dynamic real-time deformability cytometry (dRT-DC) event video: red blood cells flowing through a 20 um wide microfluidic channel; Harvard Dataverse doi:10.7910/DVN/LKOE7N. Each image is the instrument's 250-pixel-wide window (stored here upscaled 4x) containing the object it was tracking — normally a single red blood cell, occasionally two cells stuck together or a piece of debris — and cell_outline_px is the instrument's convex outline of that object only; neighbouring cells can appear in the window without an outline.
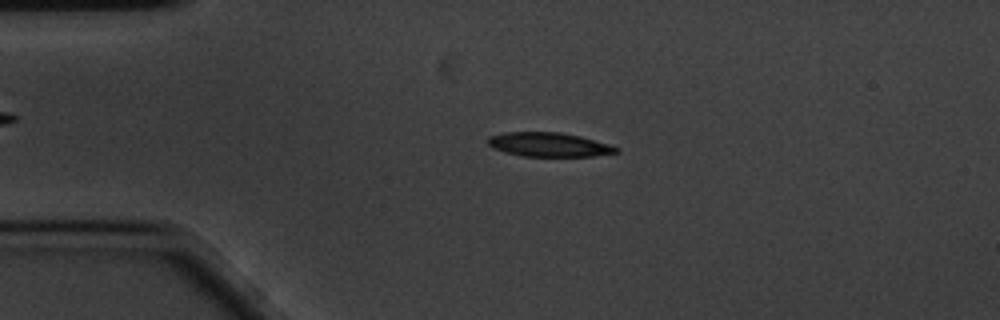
{"species": "common noctule bat (a hibernating species)", "species_latin": "Nyctalus noctula", "temperature_condition": "cold", "stored_images_in_passage": 48, "camera_frame_rate_fps": 3000, "um_per_image_px": 0.085, "animal": {"sex": "male", "body_mass_g": 20.1, "forearm_length_mm": 53.5}, "frame": {"image": 1, "passage_image": 12, "time_ms": 3.667, "image_size_px": [1000, 320], "cell_outline_px": [[620, 152], [592, 156], [524, 156], [504, 152], [492, 148], [488, 144], [488, 136], [504, 132], [560, 132], [580, 136], [608, 144], [620, 148]], "centroid_in_image_um": [46.64, 12.29], "position_along_channel_um": 38.4, "area_um2": 18.03}}
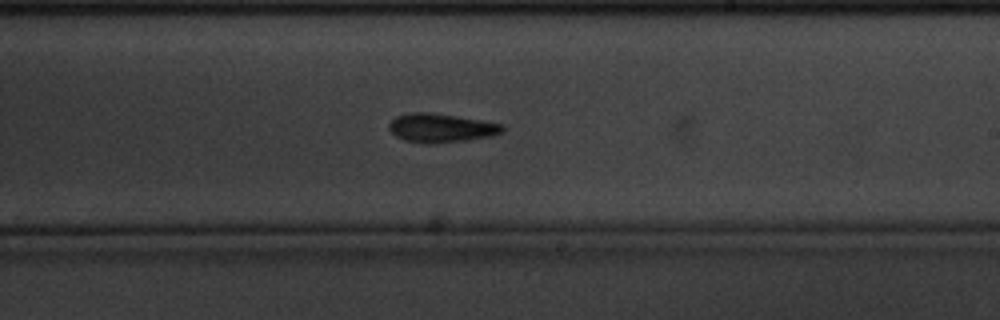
{"frame": {"image": 2, "passage_image": 33, "time_ms": 10.667, "image_size_px": [1000, 320], "cell_outline_px": [[504, 132], [492, 136], [464, 140], [432, 144], [428, 144], [404, 140], [396, 136], [388, 128], [388, 124], [396, 116], [412, 112], [428, 112], [456, 116], [504, 124]], "centroid_in_image_um": [37.49, 10.87], "position_along_channel_um": 251.5, "area_um2": 19.02}}
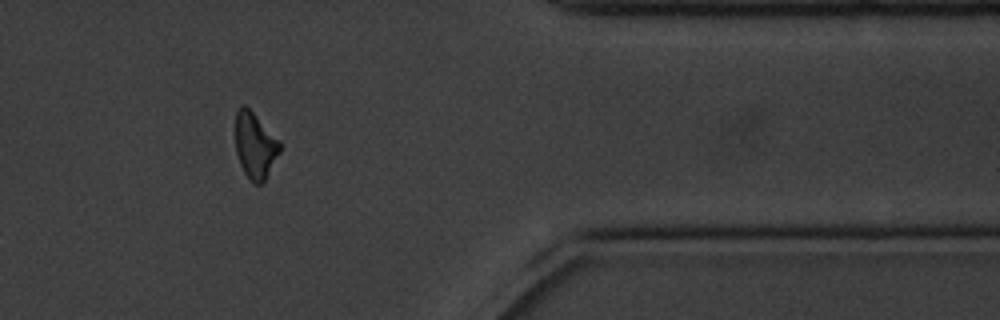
{"frame": {"image": 3, "passage_image": 47, "time_ms": 15.333, "image_size_px": [1000, 320], "cell_outline_px": [[280, 152], [264, 184], [256, 184], [244, 172], [240, 164], [236, 152], [236, 112], [244, 104], [280, 140]], "centroid_in_image_um": [21.7, 12.4], "position_along_channel_um": 389.7, "area_um2": 16.94}, "authors_computed_cell_mechanics": {"area_um2": 18.3515, "velocity_mm_per_s": 3.4265, "shape_relaxation_time_tau1_ms": 2.1715, "shape_relaxation_time_tau2_ms": 4.4381, "deformation_change_tau1": 0.1079, "deformation_change_tau2": 0.1166}}